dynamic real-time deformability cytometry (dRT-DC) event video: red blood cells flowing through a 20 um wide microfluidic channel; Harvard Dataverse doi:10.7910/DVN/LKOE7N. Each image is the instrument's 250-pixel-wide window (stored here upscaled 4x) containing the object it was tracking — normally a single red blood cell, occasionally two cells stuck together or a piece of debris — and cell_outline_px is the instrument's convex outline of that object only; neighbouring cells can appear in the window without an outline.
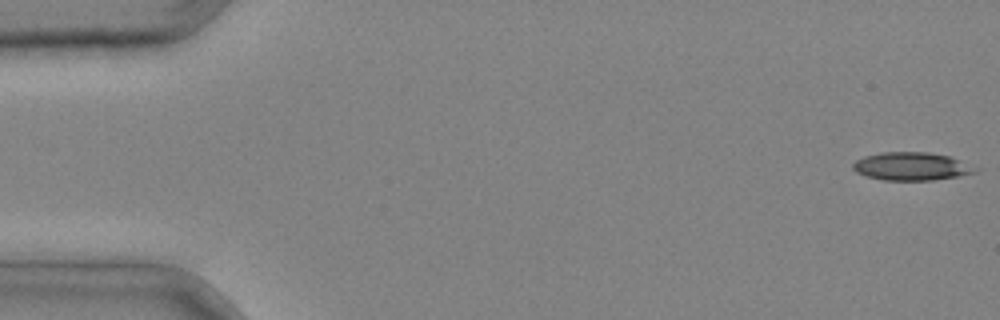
{"species": "common noctule bat (a hibernating species)", "species_latin": "Nyctalus noctula", "temperature_condition": "cold", "stored_images_in_passage": 2, "segment_of_instrument_passage": [2, 2], "camera_frame_rate_fps": 3000, "um_per_image_px": 0.085, "animal": {"sex": "male", "body_mass_g": 20.4}, "frame": {"image": 1, "passage_image": 2, "time_ms": 0.333, "image_size_px": [1000, 320], "cell_outline_px": [[980, 168], [976, 172], [956, 176], [932, 180], [884, 180], [868, 176], [856, 172], [852, 168], [852, 164], [856, 160], [864, 156], [880, 152], [928, 152], [948, 156]], "centroid_in_image_um": [77.46, 14.13], "position_along_channel_um": 7.5, "area_um2": 19.88}}